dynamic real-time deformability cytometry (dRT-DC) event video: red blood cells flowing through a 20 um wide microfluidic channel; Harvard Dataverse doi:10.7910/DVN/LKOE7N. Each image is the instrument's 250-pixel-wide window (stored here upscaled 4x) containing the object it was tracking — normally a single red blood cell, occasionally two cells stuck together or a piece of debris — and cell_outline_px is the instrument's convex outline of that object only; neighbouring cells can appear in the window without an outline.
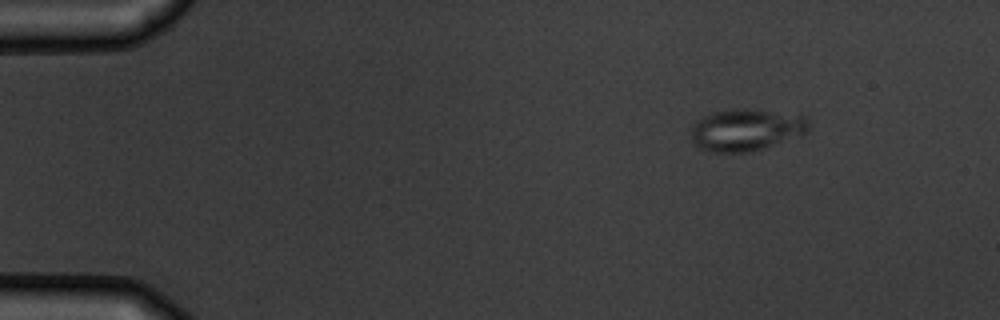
{"species": "common noctule bat (a hibernating species)", "species_latin": "Nyctalus noctula", "temperature_condition": "warm", "stored_images_in_passage": 5, "camera_frame_rate_fps": 3000, "um_per_image_px": 0.085, "animal": {"sex": "male", "body_mass_g": 19.5, "forearm_length_mm": 54.6}, "frame": {"image": 1, "passage_image": 1, "time_ms": 0.0, "image_size_px": [1000, 320], "cell_outline_px": [[808, 132], [752, 152], [712, 152], [700, 148], [692, 140], [692, 128], [696, 120], [712, 112], [736, 108], [748, 108], [808, 116]], "centroid_in_image_um": [63.42, 11.02], "position_along_channel_um": 21.6, "area_um2": 28.73}}
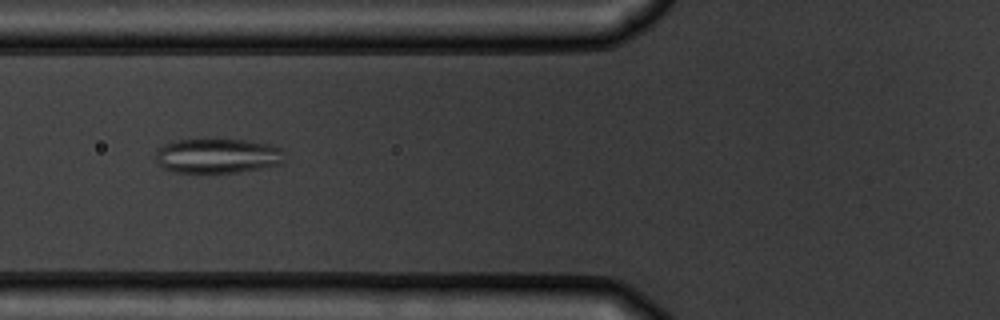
{"frame": {"image": 2, "passage_image": 5, "time_ms": 4.667, "image_size_px": [1000, 320], "cell_outline_px": [[284, 160], [280, 164], [260, 168], [236, 172], [172, 172], [164, 168], [156, 160], [156, 152], [164, 144], [176, 140], [244, 140], [268, 144], [280, 148]], "centroid_in_image_um": [18.47, 13.25], "position_along_channel_um": 107.3, "area_um2": 25.61}}